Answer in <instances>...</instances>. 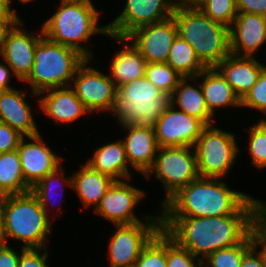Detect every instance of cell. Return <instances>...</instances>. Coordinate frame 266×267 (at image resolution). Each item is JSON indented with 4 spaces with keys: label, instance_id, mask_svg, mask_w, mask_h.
I'll return each instance as SVG.
<instances>
[{
    "label": "cell",
    "instance_id": "1",
    "mask_svg": "<svg viewBox=\"0 0 266 267\" xmlns=\"http://www.w3.org/2000/svg\"><path fill=\"white\" fill-rule=\"evenodd\" d=\"M162 229L196 258L240 244L266 214H231L212 217H161Z\"/></svg>",
    "mask_w": 266,
    "mask_h": 267
},
{
    "label": "cell",
    "instance_id": "2",
    "mask_svg": "<svg viewBox=\"0 0 266 267\" xmlns=\"http://www.w3.org/2000/svg\"><path fill=\"white\" fill-rule=\"evenodd\" d=\"M161 217L266 214V201L230 189L222 178L198 177L159 208Z\"/></svg>",
    "mask_w": 266,
    "mask_h": 267
},
{
    "label": "cell",
    "instance_id": "3",
    "mask_svg": "<svg viewBox=\"0 0 266 267\" xmlns=\"http://www.w3.org/2000/svg\"><path fill=\"white\" fill-rule=\"evenodd\" d=\"M59 2L56 12L41 24L43 36L52 42L74 48L86 58L93 59L94 51H90V45L85 44L94 35L108 36L107 24H99L101 11L95 8V3L89 1Z\"/></svg>",
    "mask_w": 266,
    "mask_h": 267
},
{
    "label": "cell",
    "instance_id": "4",
    "mask_svg": "<svg viewBox=\"0 0 266 267\" xmlns=\"http://www.w3.org/2000/svg\"><path fill=\"white\" fill-rule=\"evenodd\" d=\"M178 35L207 67H216L230 54L229 27L212 20L194 4L178 3L172 16Z\"/></svg>",
    "mask_w": 266,
    "mask_h": 267
},
{
    "label": "cell",
    "instance_id": "5",
    "mask_svg": "<svg viewBox=\"0 0 266 267\" xmlns=\"http://www.w3.org/2000/svg\"><path fill=\"white\" fill-rule=\"evenodd\" d=\"M50 218L31 191L9 195L0 226L5 244L11 239L25 249L47 247L53 229Z\"/></svg>",
    "mask_w": 266,
    "mask_h": 267
},
{
    "label": "cell",
    "instance_id": "6",
    "mask_svg": "<svg viewBox=\"0 0 266 267\" xmlns=\"http://www.w3.org/2000/svg\"><path fill=\"white\" fill-rule=\"evenodd\" d=\"M86 59L76 49L52 42L43 36L35 49L32 70L23 83L29 84L34 98L49 89L68 87Z\"/></svg>",
    "mask_w": 266,
    "mask_h": 267
},
{
    "label": "cell",
    "instance_id": "7",
    "mask_svg": "<svg viewBox=\"0 0 266 267\" xmlns=\"http://www.w3.org/2000/svg\"><path fill=\"white\" fill-rule=\"evenodd\" d=\"M169 104L170 96L143 76L117 88L112 115L117 126L131 124L154 129Z\"/></svg>",
    "mask_w": 266,
    "mask_h": 267
},
{
    "label": "cell",
    "instance_id": "8",
    "mask_svg": "<svg viewBox=\"0 0 266 267\" xmlns=\"http://www.w3.org/2000/svg\"><path fill=\"white\" fill-rule=\"evenodd\" d=\"M237 134L213 125L206 126L194 145L200 177L226 178L235 166L240 146ZM238 143V144H237Z\"/></svg>",
    "mask_w": 266,
    "mask_h": 267
},
{
    "label": "cell",
    "instance_id": "9",
    "mask_svg": "<svg viewBox=\"0 0 266 267\" xmlns=\"http://www.w3.org/2000/svg\"><path fill=\"white\" fill-rule=\"evenodd\" d=\"M151 176L164 186L160 202L163 206L182 187L199 177L194 147H159L155 162L144 177L149 180Z\"/></svg>",
    "mask_w": 266,
    "mask_h": 267
},
{
    "label": "cell",
    "instance_id": "10",
    "mask_svg": "<svg viewBox=\"0 0 266 267\" xmlns=\"http://www.w3.org/2000/svg\"><path fill=\"white\" fill-rule=\"evenodd\" d=\"M156 213L145 221L114 225L108 242L109 267H133L143 248L162 229V218Z\"/></svg>",
    "mask_w": 266,
    "mask_h": 267
},
{
    "label": "cell",
    "instance_id": "11",
    "mask_svg": "<svg viewBox=\"0 0 266 267\" xmlns=\"http://www.w3.org/2000/svg\"><path fill=\"white\" fill-rule=\"evenodd\" d=\"M93 61L87 58L79 66L70 87L90 113L112 112L117 87L110 79L109 74H105L99 68L96 69L95 66L93 68L91 65Z\"/></svg>",
    "mask_w": 266,
    "mask_h": 267
},
{
    "label": "cell",
    "instance_id": "12",
    "mask_svg": "<svg viewBox=\"0 0 266 267\" xmlns=\"http://www.w3.org/2000/svg\"><path fill=\"white\" fill-rule=\"evenodd\" d=\"M130 180L131 178L114 180L93 210L94 214L113 225L133 224L147 220L150 214H142L144 215L142 218L135 214V208L140 205L147 193L129 184Z\"/></svg>",
    "mask_w": 266,
    "mask_h": 267
},
{
    "label": "cell",
    "instance_id": "13",
    "mask_svg": "<svg viewBox=\"0 0 266 267\" xmlns=\"http://www.w3.org/2000/svg\"><path fill=\"white\" fill-rule=\"evenodd\" d=\"M177 0H125L122 12L107 24L108 34L127 37L135 29L173 16Z\"/></svg>",
    "mask_w": 266,
    "mask_h": 267
},
{
    "label": "cell",
    "instance_id": "14",
    "mask_svg": "<svg viewBox=\"0 0 266 267\" xmlns=\"http://www.w3.org/2000/svg\"><path fill=\"white\" fill-rule=\"evenodd\" d=\"M24 20H17L7 31L1 53L3 61L13 71L17 81L23 82L30 74L34 63L35 49L43 37L42 28L37 35L24 27ZM34 33V34H33Z\"/></svg>",
    "mask_w": 266,
    "mask_h": 267
},
{
    "label": "cell",
    "instance_id": "15",
    "mask_svg": "<svg viewBox=\"0 0 266 267\" xmlns=\"http://www.w3.org/2000/svg\"><path fill=\"white\" fill-rule=\"evenodd\" d=\"M206 125L169 104L156 122L155 136L159 147H194Z\"/></svg>",
    "mask_w": 266,
    "mask_h": 267
},
{
    "label": "cell",
    "instance_id": "16",
    "mask_svg": "<svg viewBox=\"0 0 266 267\" xmlns=\"http://www.w3.org/2000/svg\"><path fill=\"white\" fill-rule=\"evenodd\" d=\"M41 135L39 133L33 136H23L17 148L24 179L31 188L65 161L62 156L60 157L51 150L48 144H45Z\"/></svg>",
    "mask_w": 266,
    "mask_h": 267
},
{
    "label": "cell",
    "instance_id": "17",
    "mask_svg": "<svg viewBox=\"0 0 266 267\" xmlns=\"http://www.w3.org/2000/svg\"><path fill=\"white\" fill-rule=\"evenodd\" d=\"M178 30L173 17L135 29L127 38L147 63H166Z\"/></svg>",
    "mask_w": 266,
    "mask_h": 267
},
{
    "label": "cell",
    "instance_id": "18",
    "mask_svg": "<svg viewBox=\"0 0 266 267\" xmlns=\"http://www.w3.org/2000/svg\"><path fill=\"white\" fill-rule=\"evenodd\" d=\"M230 53L255 57L266 43V17L238 12L229 27Z\"/></svg>",
    "mask_w": 266,
    "mask_h": 267
},
{
    "label": "cell",
    "instance_id": "19",
    "mask_svg": "<svg viewBox=\"0 0 266 267\" xmlns=\"http://www.w3.org/2000/svg\"><path fill=\"white\" fill-rule=\"evenodd\" d=\"M121 128L126 132L121 140L130 168L145 176L152 168L159 150L155 130L131 124Z\"/></svg>",
    "mask_w": 266,
    "mask_h": 267
},
{
    "label": "cell",
    "instance_id": "20",
    "mask_svg": "<svg viewBox=\"0 0 266 267\" xmlns=\"http://www.w3.org/2000/svg\"><path fill=\"white\" fill-rule=\"evenodd\" d=\"M38 97L36 99L41 109L39 112L42 111L45 116L53 119L55 124L68 125L86 114H91L70 86L43 91Z\"/></svg>",
    "mask_w": 266,
    "mask_h": 267
},
{
    "label": "cell",
    "instance_id": "21",
    "mask_svg": "<svg viewBox=\"0 0 266 267\" xmlns=\"http://www.w3.org/2000/svg\"><path fill=\"white\" fill-rule=\"evenodd\" d=\"M27 91L18 88L0 91V122L6 123L23 136L39 134ZM26 98V99H25Z\"/></svg>",
    "mask_w": 266,
    "mask_h": 267
},
{
    "label": "cell",
    "instance_id": "22",
    "mask_svg": "<svg viewBox=\"0 0 266 267\" xmlns=\"http://www.w3.org/2000/svg\"><path fill=\"white\" fill-rule=\"evenodd\" d=\"M265 66V63H261L256 57L236 56L230 53L215 68L242 100L257 82Z\"/></svg>",
    "mask_w": 266,
    "mask_h": 267
},
{
    "label": "cell",
    "instance_id": "23",
    "mask_svg": "<svg viewBox=\"0 0 266 267\" xmlns=\"http://www.w3.org/2000/svg\"><path fill=\"white\" fill-rule=\"evenodd\" d=\"M108 37L118 42V45L124 44L115 51L116 53L109 62V76L116 87L145 76L147 61L132 42L127 37H117L111 34H108Z\"/></svg>",
    "mask_w": 266,
    "mask_h": 267
},
{
    "label": "cell",
    "instance_id": "24",
    "mask_svg": "<svg viewBox=\"0 0 266 267\" xmlns=\"http://www.w3.org/2000/svg\"><path fill=\"white\" fill-rule=\"evenodd\" d=\"M201 90L209 112L215 116L216 111L224 107H241V100L236 95L222 74L215 68H206L198 76Z\"/></svg>",
    "mask_w": 266,
    "mask_h": 267
},
{
    "label": "cell",
    "instance_id": "25",
    "mask_svg": "<svg viewBox=\"0 0 266 267\" xmlns=\"http://www.w3.org/2000/svg\"><path fill=\"white\" fill-rule=\"evenodd\" d=\"M170 104L201 120L206 126L215 124L213 122L216 120L214 119L216 116L214 117L207 108L197 77H182L170 96Z\"/></svg>",
    "mask_w": 266,
    "mask_h": 267
},
{
    "label": "cell",
    "instance_id": "26",
    "mask_svg": "<svg viewBox=\"0 0 266 267\" xmlns=\"http://www.w3.org/2000/svg\"><path fill=\"white\" fill-rule=\"evenodd\" d=\"M93 152V156L85 160V163L91 168L110 176L114 180L132 178L124 144L120 138L114 142H106L104 145L96 147Z\"/></svg>",
    "mask_w": 266,
    "mask_h": 267
},
{
    "label": "cell",
    "instance_id": "27",
    "mask_svg": "<svg viewBox=\"0 0 266 267\" xmlns=\"http://www.w3.org/2000/svg\"><path fill=\"white\" fill-rule=\"evenodd\" d=\"M79 167L81 169L72 174V190L75 191L85 209L93 206L92 210H94L114 179L94 170L85 162Z\"/></svg>",
    "mask_w": 266,
    "mask_h": 267
},
{
    "label": "cell",
    "instance_id": "28",
    "mask_svg": "<svg viewBox=\"0 0 266 267\" xmlns=\"http://www.w3.org/2000/svg\"><path fill=\"white\" fill-rule=\"evenodd\" d=\"M266 231V218L238 245L217 250L203 260V267H241L244 255Z\"/></svg>",
    "mask_w": 266,
    "mask_h": 267
},
{
    "label": "cell",
    "instance_id": "29",
    "mask_svg": "<svg viewBox=\"0 0 266 267\" xmlns=\"http://www.w3.org/2000/svg\"><path fill=\"white\" fill-rule=\"evenodd\" d=\"M0 191L8 196L31 191V187L24 179L17 150L0 153Z\"/></svg>",
    "mask_w": 266,
    "mask_h": 267
},
{
    "label": "cell",
    "instance_id": "30",
    "mask_svg": "<svg viewBox=\"0 0 266 267\" xmlns=\"http://www.w3.org/2000/svg\"><path fill=\"white\" fill-rule=\"evenodd\" d=\"M166 63L182 77H197L207 68L199 60L192 46L179 35L173 41Z\"/></svg>",
    "mask_w": 266,
    "mask_h": 267
},
{
    "label": "cell",
    "instance_id": "31",
    "mask_svg": "<svg viewBox=\"0 0 266 267\" xmlns=\"http://www.w3.org/2000/svg\"><path fill=\"white\" fill-rule=\"evenodd\" d=\"M65 186H67V188L69 187L70 189H72V176H70L69 178L66 177V174H65L64 169H63V165H61L54 172L46 175L37 184H35L31 188V192L38 199V201H39L41 207L44 209V211L48 215H50L48 212H50L49 209H51L50 207H52V205H53L52 204L53 201H51V200L54 199V195L56 194V190H57L56 188H58V190H60V191L62 188V192L64 193L65 188H66ZM52 190H54L55 192H53ZM60 191H58V192H60ZM63 193L60 196H63V198H64ZM57 197H59V195H57ZM53 206H55V205H53Z\"/></svg>",
    "mask_w": 266,
    "mask_h": 267
},
{
    "label": "cell",
    "instance_id": "32",
    "mask_svg": "<svg viewBox=\"0 0 266 267\" xmlns=\"http://www.w3.org/2000/svg\"><path fill=\"white\" fill-rule=\"evenodd\" d=\"M247 131V144L245 147L249 151L251 158V164L262 170L266 168V120L259 118L257 124L254 123L248 128H244ZM249 133V134H248Z\"/></svg>",
    "mask_w": 266,
    "mask_h": 267
},
{
    "label": "cell",
    "instance_id": "33",
    "mask_svg": "<svg viewBox=\"0 0 266 267\" xmlns=\"http://www.w3.org/2000/svg\"><path fill=\"white\" fill-rule=\"evenodd\" d=\"M145 77L151 81L161 92L171 96L178 82L182 78L167 63H147Z\"/></svg>",
    "mask_w": 266,
    "mask_h": 267
},
{
    "label": "cell",
    "instance_id": "34",
    "mask_svg": "<svg viewBox=\"0 0 266 267\" xmlns=\"http://www.w3.org/2000/svg\"><path fill=\"white\" fill-rule=\"evenodd\" d=\"M133 267H167L166 232L163 229L143 248Z\"/></svg>",
    "mask_w": 266,
    "mask_h": 267
},
{
    "label": "cell",
    "instance_id": "35",
    "mask_svg": "<svg viewBox=\"0 0 266 267\" xmlns=\"http://www.w3.org/2000/svg\"><path fill=\"white\" fill-rule=\"evenodd\" d=\"M209 18L230 27L238 11L235 0H198L195 4Z\"/></svg>",
    "mask_w": 266,
    "mask_h": 267
},
{
    "label": "cell",
    "instance_id": "36",
    "mask_svg": "<svg viewBox=\"0 0 266 267\" xmlns=\"http://www.w3.org/2000/svg\"><path fill=\"white\" fill-rule=\"evenodd\" d=\"M167 267H203V261L196 258L188 249L180 247L166 233Z\"/></svg>",
    "mask_w": 266,
    "mask_h": 267
},
{
    "label": "cell",
    "instance_id": "37",
    "mask_svg": "<svg viewBox=\"0 0 266 267\" xmlns=\"http://www.w3.org/2000/svg\"><path fill=\"white\" fill-rule=\"evenodd\" d=\"M241 107L255 109L266 115V66L262 69L257 82L241 100Z\"/></svg>",
    "mask_w": 266,
    "mask_h": 267
},
{
    "label": "cell",
    "instance_id": "38",
    "mask_svg": "<svg viewBox=\"0 0 266 267\" xmlns=\"http://www.w3.org/2000/svg\"><path fill=\"white\" fill-rule=\"evenodd\" d=\"M47 248L25 249L21 247V257L18 267H49L47 264V260L49 259Z\"/></svg>",
    "mask_w": 266,
    "mask_h": 267
},
{
    "label": "cell",
    "instance_id": "39",
    "mask_svg": "<svg viewBox=\"0 0 266 267\" xmlns=\"http://www.w3.org/2000/svg\"><path fill=\"white\" fill-rule=\"evenodd\" d=\"M257 248L260 250H257ZM241 267H266L265 232L259 237L257 243L244 255Z\"/></svg>",
    "mask_w": 266,
    "mask_h": 267
},
{
    "label": "cell",
    "instance_id": "40",
    "mask_svg": "<svg viewBox=\"0 0 266 267\" xmlns=\"http://www.w3.org/2000/svg\"><path fill=\"white\" fill-rule=\"evenodd\" d=\"M22 137L17 130L0 122V153L17 150Z\"/></svg>",
    "mask_w": 266,
    "mask_h": 267
},
{
    "label": "cell",
    "instance_id": "41",
    "mask_svg": "<svg viewBox=\"0 0 266 267\" xmlns=\"http://www.w3.org/2000/svg\"><path fill=\"white\" fill-rule=\"evenodd\" d=\"M238 12L266 17V0H235Z\"/></svg>",
    "mask_w": 266,
    "mask_h": 267
},
{
    "label": "cell",
    "instance_id": "42",
    "mask_svg": "<svg viewBox=\"0 0 266 267\" xmlns=\"http://www.w3.org/2000/svg\"><path fill=\"white\" fill-rule=\"evenodd\" d=\"M9 244H4L0 249V267H18L21 257L20 253H17L13 247H9Z\"/></svg>",
    "mask_w": 266,
    "mask_h": 267
},
{
    "label": "cell",
    "instance_id": "43",
    "mask_svg": "<svg viewBox=\"0 0 266 267\" xmlns=\"http://www.w3.org/2000/svg\"><path fill=\"white\" fill-rule=\"evenodd\" d=\"M14 77L16 78L8 64L5 61L3 63L0 61V91L13 89L14 86H10V81Z\"/></svg>",
    "mask_w": 266,
    "mask_h": 267
},
{
    "label": "cell",
    "instance_id": "44",
    "mask_svg": "<svg viewBox=\"0 0 266 267\" xmlns=\"http://www.w3.org/2000/svg\"><path fill=\"white\" fill-rule=\"evenodd\" d=\"M17 21V19H1L0 20V55L2 53L4 38L9 28Z\"/></svg>",
    "mask_w": 266,
    "mask_h": 267
},
{
    "label": "cell",
    "instance_id": "45",
    "mask_svg": "<svg viewBox=\"0 0 266 267\" xmlns=\"http://www.w3.org/2000/svg\"><path fill=\"white\" fill-rule=\"evenodd\" d=\"M13 0H0V7L11 17L16 18L17 20H21L20 15L16 14L15 9H12Z\"/></svg>",
    "mask_w": 266,
    "mask_h": 267
},
{
    "label": "cell",
    "instance_id": "46",
    "mask_svg": "<svg viewBox=\"0 0 266 267\" xmlns=\"http://www.w3.org/2000/svg\"><path fill=\"white\" fill-rule=\"evenodd\" d=\"M7 199H8V195L6 193L0 191V226L2 224L4 208H5V204H6Z\"/></svg>",
    "mask_w": 266,
    "mask_h": 267
},
{
    "label": "cell",
    "instance_id": "47",
    "mask_svg": "<svg viewBox=\"0 0 266 267\" xmlns=\"http://www.w3.org/2000/svg\"><path fill=\"white\" fill-rule=\"evenodd\" d=\"M1 19H16L9 16L1 7H0V20Z\"/></svg>",
    "mask_w": 266,
    "mask_h": 267
},
{
    "label": "cell",
    "instance_id": "48",
    "mask_svg": "<svg viewBox=\"0 0 266 267\" xmlns=\"http://www.w3.org/2000/svg\"><path fill=\"white\" fill-rule=\"evenodd\" d=\"M198 0H177L178 3L195 4Z\"/></svg>",
    "mask_w": 266,
    "mask_h": 267
},
{
    "label": "cell",
    "instance_id": "49",
    "mask_svg": "<svg viewBox=\"0 0 266 267\" xmlns=\"http://www.w3.org/2000/svg\"><path fill=\"white\" fill-rule=\"evenodd\" d=\"M5 244L4 242V239H3V235L1 233V230H0V249L2 248V246Z\"/></svg>",
    "mask_w": 266,
    "mask_h": 267
},
{
    "label": "cell",
    "instance_id": "50",
    "mask_svg": "<svg viewBox=\"0 0 266 267\" xmlns=\"http://www.w3.org/2000/svg\"><path fill=\"white\" fill-rule=\"evenodd\" d=\"M34 2L35 0H18V2H20V4H27V3H29L30 4V2Z\"/></svg>",
    "mask_w": 266,
    "mask_h": 267
}]
</instances>
